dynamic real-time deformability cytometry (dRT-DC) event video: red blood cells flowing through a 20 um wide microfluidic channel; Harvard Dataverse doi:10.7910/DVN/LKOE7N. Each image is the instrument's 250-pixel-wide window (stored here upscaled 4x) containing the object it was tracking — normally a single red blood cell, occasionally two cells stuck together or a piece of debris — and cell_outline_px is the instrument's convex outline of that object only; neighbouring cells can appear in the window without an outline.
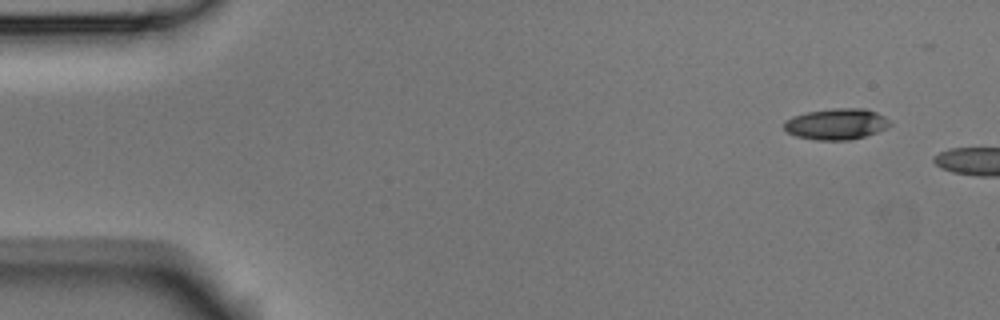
{"species": "Egyptian fruit bat (a non-hibernating species)", "species_latin": "Rousettus aegyptiacus", "temperature_condition": "room temperature", "stored_images_in_passage": 5, "camera_frame_rate_fps": 3000, "um_per_image_px": 0.085, "animal": {"sex": "male"}, "frame": {"image": 1, "passage_image": 1, "time_ms": 0.0, "image_size_px": [1000, 320], "cell_outline_px": [[892, 124], [888, 128], [852, 140], [816, 140], [796, 136], [788, 132], [784, 128], [784, 120], [792, 116], [808, 112], [832, 108], [864, 108], [876, 112], [884, 116]], "centroid_in_image_um": [71.09, 10.54], "position_along_channel_um": 13.9, "area_um2": 19.25}}